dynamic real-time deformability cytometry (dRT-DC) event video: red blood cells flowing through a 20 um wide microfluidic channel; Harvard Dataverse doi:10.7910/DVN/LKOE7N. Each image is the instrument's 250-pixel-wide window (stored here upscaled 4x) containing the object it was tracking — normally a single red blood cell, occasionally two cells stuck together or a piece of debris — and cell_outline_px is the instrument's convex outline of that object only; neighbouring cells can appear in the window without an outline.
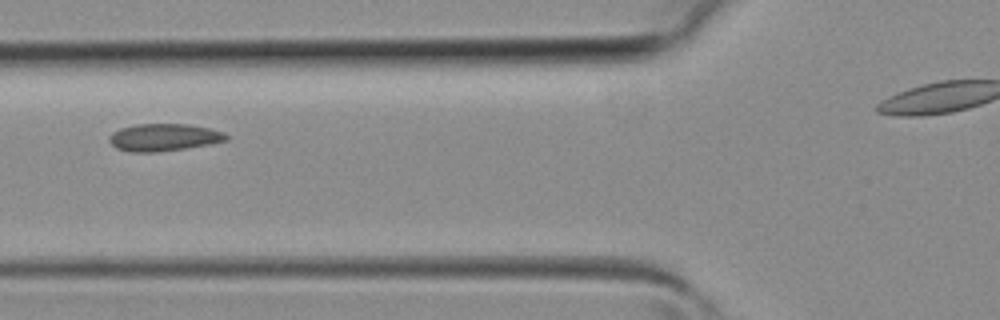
{"species": "common noctule bat (a hibernating species)", "species_latin": "Nyctalus noctula", "temperature_condition": "room temperature", "stored_images_in_passage": 5, "segment_of_instrument_passage": [1, 2], "camera_frame_rate_fps": 3000, "um_per_image_px": 0.085, "animal": {"sex": "female", "body_mass_g": 19.3, "forearm_length_mm": 54.1}, "frame": {"image": 1, "passage_image": 4, "time_ms": 1.0, "image_size_px": [1000, 320], "cell_outline_px": [[228, 140], [208, 144], [184, 148], [156, 152], [132, 152], [116, 148], [108, 140], [108, 136], [112, 132], [120, 128], [136, 124], [188, 124], [208, 128], [224, 132], [228, 136]], "centroid_in_image_um": [13.89, 11.67], "position_along_channel_um": 111.9, "area_um2": 18.55}}